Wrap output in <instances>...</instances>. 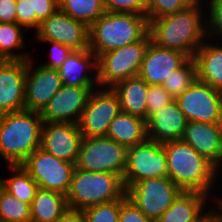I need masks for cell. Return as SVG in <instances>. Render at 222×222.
<instances>
[{"instance_id":"obj_1","label":"cell","mask_w":222,"mask_h":222,"mask_svg":"<svg viewBox=\"0 0 222 222\" xmlns=\"http://www.w3.org/2000/svg\"><path fill=\"white\" fill-rule=\"evenodd\" d=\"M205 17V5L192 3L178 12L148 20L151 42L194 58L196 50L208 39Z\"/></svg>"},{"instance_id":"obj_2","label":"cell","mask_w":222,"mask_h":222,"mask_svg":"<svg viewBox=\"0 0 222 222\" xmlns=\"http://www.w3.org/2000/svg\"><path fill=\"white\" fill-rule=\"evenodd\" d=\"M168 177L182 191H196L211 196L220 172L211 162L181 140L163 142ZM218 179V181H217Z\"/></svg>"},{"instance_id":"obj_3","label":"cell","mask_w":222,"mask_h":222,"mask_svg":"<svg viewBox=\"0 0 222 222\" xmlns=\"http://www.w3.org/2000/svg\"><path fill=\"white\" fill-rule=\"evenodd\" d=\"M43 119L23 109L0 114V156L7 166L22 165L41 146Z\"/></svg>"},{"instance_id":"obj_4","label":"cell","mask_w":222,"mask_h":222,"mask_svg":"<svg viewBox=\"0 0 222 222\" xmlns=\"http://www.w3.org/2000/svg\"><path fill=\"white\" fill-rule=\"evenodd\" d=\"M148 33L146 15L106 11L89 27V50L98 58L108 51L136 43Z\"/></svg>"},{"instance_id":"obj_5","label":"cell","mask_w":222,"mask_h":222,"mask_svg":"<svg viewBox=\"0 0 222 222\" xmlns=\"http://www.w3.org/2000/svg\"><path fill=\"white\" fill-rule=\"evenodd\" d=\"M125 193L123 179L119 175L75 168L66 198L69 209L82 211L93 205L122 199Z\"/></svg>"},{"instance_id":"obj_6","label":"cell","mask_w":222,"mask_h":222,"mask_svg":"<svg viewBox=\"0 0 222 222\" xmlns=\"http://www.w3.org/2000/svg\"><path fill=\"white\" fill-rule=\"evenodd\" d=\"M150 42L148 33L136 43L101 54L97 58L98 86L112 88L120 81L137 76Z\"/></svg>"},{"instance_id":"obj_7","label":"cell","mask_w":222,"mask_h":222,"mask_svg":"<svg viewBox=\"0 0 222 222\" xmlns=\"http://www.w3.org/2000/svg\"><path fill=\"white\" fill-rule=\"evenodd\" d=\"M127 149L107 136L83 137L75 168L83 171L114 173L123 178Z\"/></svg>"},{"instance_id":"obj_8","label":"cell","mask_w":222,"mask_h":222,"mask_svg":"<svg viewBox=\"0 0 222 222\" xmlns=\"http://www.w3.org/2000/svg\"><path fill=\"white\" fill-rule=\"evenodd\" d=\"M181 192L169 177H159L128 186L125 195L145 216L156 222Z\"/></svg>"},{"instance_id":"obj_9","label":"cell","mask_w":222,"mask_h":222,"mask_svg":"<svg viewBox=\"0 0 222 222\" xmlns=\"http://www.w3.org/2000/svg\"><path fill=\"white\" fill-rule=\"evenodd\" d=\"M168 177L167 159L162 143L146 139L128 147L123 173L125 189L145 179Z\"/></svg>"},{"instance_id":"obj_10","label":"cell","mask_w":222,"mask_h":222,"mask_svg":"<svg viewBox=\"0 0 222 222\" xmlns=\"http://www.w3.org/2000/svg\"><path fill=\"white\" fill-rule=\"evenodd\" d=\"M39 188L67 194L75 164L61 160L42 148L36 149L21 165Z\"/></svg>"},{"instance_id":"obj_11","label":"cell","mask_w":222,"mask_h":222,"mask_svg":"<svg viewBox=\"0 0 222 222\" xmlns=\"http://www.w3.org/2000/svg\"><path fill=\"white\" fill-rule=\"evenodd\" d=\"M120 112L121 104L112 88L92 90L78 122L82 136H106L109 124Z\"/></svg>"},{"instance_id":"obj_12","label":"cell","mask_w":222,"mask_h":222,"mask_svg":"<svg viewBox=\"0 0 222 222\" xmlns=\"http://www.w3.org/2000/svg\"><path fill=\"white\" fill-rule=\"evenodd\" d=\"M175 101L187 121L222 123V92L198 79Z\"/></svg>"},{"instance_id":"obj_13","label":"cell","mask_w":222,"mask_h":222,"mask_svg":"<svg viewBox=\"0 0 222 222\" xmlns=\"http://www.w3.org/2000/svg\"><path fill=\"white\" fill-rule=\"evenodd\" d=\"M34 35L36 40L56 41L73 50L89 49V27L59 8L40 22Z\"/></svg>"},{"instance_id":"obj_14","label":"cell","mask_w":222,"mask_h":222,"mask_svg":"<svg viewBox=\"0 0 222 222\" xmlns=\"http://www.w3.org/2000/svg\"><path fill=\"white\" fill-rule=\"evenodd\" d=\"M34 64L33 56L27 59L25 109L41 113L63 82L57 69Z\"/></svg>"},{"instance_id":"obj_15","label":"cell","mask_w":222,"mask_h":222,"mask_svg":"<svg viewBox=\"0 0 222 222\" xmlns=\"http://www.w3.org/2000/svg\"><path fill=\"white\" fill-rule=\"evenodd\" d=\"M97 87L63 85L40 113L43 122L78 124L91 91Z\"/></svg>"},{"instance_id":"obj_16","label":"cell","mask_w":222,"mask_h":222,"mask_svg":"<svg viewBox=\"0 0 222 222\" xmlns=\"http://www.w3.org/2000/svg\"><path fill=\"white\" fill-rule=\"evenodd\" d=\"M82 139L76 123L43 122L40 148L58 159L75 164Z\"/></svg>"},{"instance_id":"obj_17","label":"cell","mask_w":222,"mask_h":222,"mask_svg":"<svg viewBox=\"0 0 222 222\" xmlns=\"http://www.w3.org/2000/svg\"><path fill=\"white\" fill-rule=\"evenodd\" d=\"M26 60H0V114L25 109Z\"/></svg>"},{"instance_id":"obj_18","label":"cell","mask_w":222,"mask_h":222,"mask_svg":"<svg viewBox=\"0 0 222 222\" xmlns=\"http://www.w3.org/2000/svg\"><path fill=\"white\" fill-rule=\"evenodd\" d=\"M182 140L222 171V123L187 121Z\"/></svg>"},{"instance_id":"obj_19","label":"cell","mask_w":222,"mask_h":222,"mask_svg":"<svg viewBox=\"0 0 222 222\" xmlns=\"http://www.w3.org/2000/svg\"><path fill=\"white\" fill-rule=\"evenodd\" d=\"M189 58L180 51L161 48L150 42L138 76L149 85H162L165 78L179 69Z\"/></svg>"},{"instance_id":"obj_20","label":"cell","mask_w":222,"mask_h":222,"mask_svg":"<svg viewBox=\"0 0 222 222\" xmlns=\"http://www.w3.org/2000/svg\"><path fill=\"white\" fill-rule=\"evenodd\" d=\"M210 199L216 201L209 206ZM220 199V195L217 197V194L212 200L209 195L201 192L182 191L156 222H202Z\"/></svg>"},{"instance_id":"obj_21","label":"cell","mask_w":222,"mask_h":222,"mask_svg":"<svg viewBox=\"0 0 222 222\" xmlns=\"http://www.w3.org/2000/svg\"><path fill=\"white\" fill-rule=\"evenodd\" d=\"M186 124L187 119L174 100L146 120L147 139L159 143L181 140Z\"/></svg>"},{"instance_id":"obj_22","label":"cell","mask_w":222,"mask_h":222,"mask_svg":"<svg viewBox=\"0 0 222 222\" xmlns=\"http://www.w3.org/2000/svg\"><path fill=\"white\" fill-rule=\"evenodd\" d=\"M58 72L63 85L98 86L97 56L89 49L74 50Z\"/></svg>"},{"instance_id":"obj_23","label":"cell","mask_w":222,"mask_h":222,"mask_svg":"<svg viewBox=\"0 0 222 222\" xmlns=\"http://www.w3.org/2000/svg\"><path fill=\"white\" fill-rule=\"evenodd\" d=\"M197 79L222 92V41L206 39L196 50Z\"/></svg>"},{"instance_id":"obj_24","label":"cell","mask_w":222,"mask_h":222,"mask_svg":"<svg viewBox=\"0 0 222 222\" xmlns=\"http://www.w3.org/2000/svg\"><path fill=\"white\" fill-rule=\"evenodd\" d=\"M118 95L121 111L146 120V103L149 84L138 75L116 83L112 87Z\"/></svg>"},{"instance_id":"obj_25","label":"cell","mask_w":222,"mask_h":222,"mask_svg":"<svg viewBox=\"0 0 222 222\" xmlns=\"http://www.w3.org/2000/svg\"><path fill=\"white\" fill-rule=\"evenodd\" d=\"M106 136L127 148L135 146L147 139L146 120L121 111L109 124Z\"/></svg>"},{"instance_id":"obj_26","label":"cell","mask_w":222,"mask_h":222,"mask_svg":"<svg viewBox=\"0 0 222 222\" xmlns=\"http://www.w3.org/2000/svg\"><path fill=\"white\" fill-rule=\"evenodd\" d=\"M68 209L66 195L38 188L30 205V222H56Z\"/></svg>"},{"instance_id":"obj_27","label":"cell","mask_w":222,"mask_h":222,"mask_svg":"<svg viewBox=\"0 0 222 222\" xmlns=\"http://www.w3.org/2000/svg\"><path fill=\"white\" fill-rule=\"evenodd\" d=\"M25 32L28 31L16 22H0V60H26L32 57L28 51H22L26 43Z\"/></svg>"},{"instance_id":"obj_28","label":"cell","mask_w":222,"mask_h":222,"mask_svg":"<svg viewBox=\"0 0 222 222\" xmlns=\"http://www.w3.org/2000/svg\"><path fill=\"white\" fill-rule=\"evenodd\" d=\"M7 168L12 170V175L0 177V186L15 198L31 205L39 188L38 184L21 165Z\"/></svg>"},{"instance_id":"obj_29","label":"cell","mask_w":222,"mask_h":222,"mask_svg":"<svg viewBox=\"0 0 222 222\" xmlns=\"http://www.w3.org/2000/svg\"><path fill=\"white\" fill-rule=\"evenodd\" d=\"M59 9L90 27L105 12L104 0H58Z\"/></svg>"},{"instance_id":"obj_30","label":"cell","mask_w":222,"mask_h":222,"mask_svg":"<svg viewBox=\"0 0 222 222\" xmlns=\"http://www.w3.org/2000/svg\"><path fill=\"white\" fill-rule=\"evenodd\" d=\"M197 79V67L194 58H189L179 69L165 78L163 88L176 99Z\"/></svg>"},{"instance_id":"obj_31","label":"cell","mask_w":222,"mask_h":222,"mask_svg":"<svg viewBox=\"0 0 222 222\" xmlns=\"http://www.w3.org/2000/svg\"><path fill=\"white\" fill-rule=\"evenodd\" d=\"M30 204L8 193L0 186V222H30Z\"/></svg>"},{"instance_id":"obj_32","label":"cell","mask_w":222,"mask_h":222,"mask_svg":"<svg viewBox=\"0 0 222 222\" xmlns=\"http://www.w3.org/2000/svg\"><path fill=\"white\" fill-rule=\"evenodd\" d=\"M82 211L86 222H119L120 199L93 205Z\"/></svg>"},{"instance_id":"obj_33","label":"cell","mask_w":222,"mask_h":222,"mask_svg":"<svg viewBox=\"0 0 222 222\" xmlns=\"http://www.w3.org/2000/svg\"><path fill=\"white\" fill-rule=\"evenodd\" d=\"M191 4L190 0H147L146 17L148 20L157 19L183 10Z\"/></svg>"},{"instance_id":"obj_34","label":"cell","mask_w":222,"mask_h":222,"mask_svg":"<svg viewBox=\"0 0 222 222\" xmlns=\"http://www.w3.org/2000/svg\"><path fill=\"white\" fill-rule=\"evenodd\" d=\"M205 7L207 8L206 9L207 38L214 41L219 40V42H221L222 0H211Z\"/></svg>"},{"instance_id":"obj_35","label":"cell","mask_w":222,"mask_h":222,"mask_svg":"<svg viewBox=\"0 0 222 222\" xmlns=\"http://www.w3.org/2000/svg\"><path fill=\"white\" fill-rule=\"evenodd\" d=\"M174 100L162 85H149L146 103V120Z\"/></svg>"},{"instance_id":"obj_36","label":"cell","mask_w":222,"mask_h":222,"mask_svg":"<svg viewBox=\"0 0 222 222\" xmlns=\"http://www.w3.org/2000/svg\"><path fill=\"white\" fill-rule=\"evenodd\" d=\"M39 43H48L50 44L49 58L48 62L39 63L40 65L50 68V69H59L63 62L69 57V55L74 51L71 47L60 44L56 41L51 40H37Z\"/></svg>"},{"instance_id":"obj_37","label":"cell","mask_w":222,"mask_h":222,"mask_svg":"<svg viewBox=\"0 0 222 222\" xmlns=\"http://www.w3.org/2000/svg\"><path fill=\"white\" fill-rule=\"evenodd\" d=\"M40 20L33 13L32 0H16V23L22 25L27 31L36 30Z\"/></svg>"},{"instance_id":"obj_38","label":"cell","mask_w":222,"mask_h":222,"mask_svg":"<svg viewBox=\"0 0 222 222\" xmlns=\"http://www.w3.org/2000/svg\"><path fill=\"white\" fill-rule=\"evenodd\" d=\"M147 0H104L107 12L133 13L146 15Z\"/></svg>"},{"instance_id":"obj_39","label":"cell","mask_w":222,"mask_h":222,"mask_svg":"<svg viewBox=\"0 0 222 222\" xmlns=\"http://www.w3.org/2000/svg\"><path fill=\"white\" fill-rule=\"evenodd\" d=\"M119 222H154L145 216L126 196L120 199Z\"/></svg>"},{"instance_id":"obj_40","label":"cell","mask_w":222,"mask_h":222,"mask_svg":"<svg viewBox=\"0 0 222 222\" xmlns=\"http://www.w3.org/2000/svg\"><path fill=\"white\" fill-rule=\"evenodd\" d=\"M33 13L43 21L52 15L58 8V0H32Z\"/></svg>"},{"instance_id":"obj_41","label":"cell","mask_w":222,"mask_h":222,"mask_svg":"<svg viewBox=\"0 0 222 222\" xmlns=\"http://www.w3.org/2000/svg\"><path fill=\"white\" fill-rule=\"evenodd\" d=\"M0 22H16V0H0Z\"/></svg>"},{"instance_id":"obj_42","label":"cell","mask_w":222,"mask_h":222,"mask_svg":"<svg viewBox=\"0 0 222 222\" xmlns=\"http://www.w3.org/2000/svg\"><path fill=\"white\" fill-rule=\"evenodd\" d=\"M56 222H86V218L83 211L68 209Z\"/></svg>"},{"instance_id":"obj_43","label":"cell","mask_w":222,"mask_h":222,"mask_svg":"<svg viewBox=\"0 0 222 222\" xmlns=\"http://www.w3.org/2000/svg\"><path fill=\"white\" fill-rule=\"evenodd\" d=\"M202 222H222V210L216 205Z\"/></svg>"},{"instance_id":"obj_44","label":"cell","mask_w":222,"mask_h":222,"mask_svg":"<svg viewBox=\"0 0 222 222\" xmlns=\"http://www.w3.org/2000/svg\"><path fill=\"white\" fill-rule=\"evenodd\" d=\"M192 3L207 5L211 0H190ZM205 3V4H204Z\"/></svg>"},{"instance_id":"obj_45","label":"cell","mask_w":222,"mask_h":222,"mask_svg":"<svg viewBox=\"0 0 222 222\" xmlns=\"http://www.w3.org/2000/svg\"><path fill=\"white\" fill-rule=\"evenodd\" d=\"M217 206L222 210V198L217 202Z\"/></svg>"}]
</instances>
